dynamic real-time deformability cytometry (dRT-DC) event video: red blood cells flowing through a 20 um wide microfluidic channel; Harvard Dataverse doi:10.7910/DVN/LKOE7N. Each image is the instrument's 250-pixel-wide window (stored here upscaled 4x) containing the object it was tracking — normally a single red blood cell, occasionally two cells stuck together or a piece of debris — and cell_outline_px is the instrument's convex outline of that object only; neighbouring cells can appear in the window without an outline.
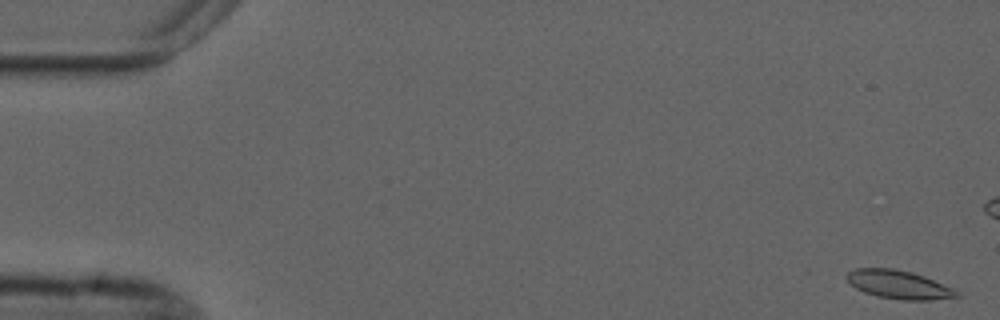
{"species": "common noctule bat (a hibernating species)", "species_latin": "Nyctalus noctula", "temperature_condition": "cold", "stored_images_in_passage": 7, "camera_frame_rate_fps": 3000, "um_per_image_px": 0.085, "animal": {"sex": "male", "forearm_length_mm": 52.5}, "frame": {"image": 1, "passage_image": 1, "time_ms": 0.0, "image_size_px": [1000, 320], "cell_outline_px": [[960, 296], [932, 300], [900, 300], [876, 296], [864, 292], [856, 288], [844, 276], [848, 272], [856, 268], [892, 268], [912, 272], [924, 276], [952, 288], [960, 292]], "centroid_in_image_um": [76.39, 24.19], "position_along_channel_um": 8.6, "area_um2": 18.21}}
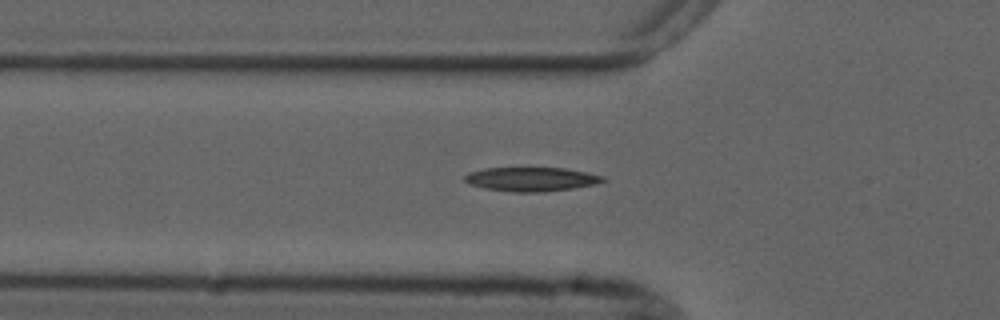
{"frame": {"image": 2, "passage_image": 7, "time_ms": 7.667, "image_size_px": [1000, 320], "cell_outline_px": [[608, 180], [596, 184], [572, 188], [544, 192], [512, 192], [484, 188], [468, 184], [464, 180], [464, 176], [468, 172], [484, 168], [564, 168], [604, 176]], "centroid_in_image_um": [45.14, 15.23], "position_along_channel_um": 80.7, "area_um2": 19.42}}